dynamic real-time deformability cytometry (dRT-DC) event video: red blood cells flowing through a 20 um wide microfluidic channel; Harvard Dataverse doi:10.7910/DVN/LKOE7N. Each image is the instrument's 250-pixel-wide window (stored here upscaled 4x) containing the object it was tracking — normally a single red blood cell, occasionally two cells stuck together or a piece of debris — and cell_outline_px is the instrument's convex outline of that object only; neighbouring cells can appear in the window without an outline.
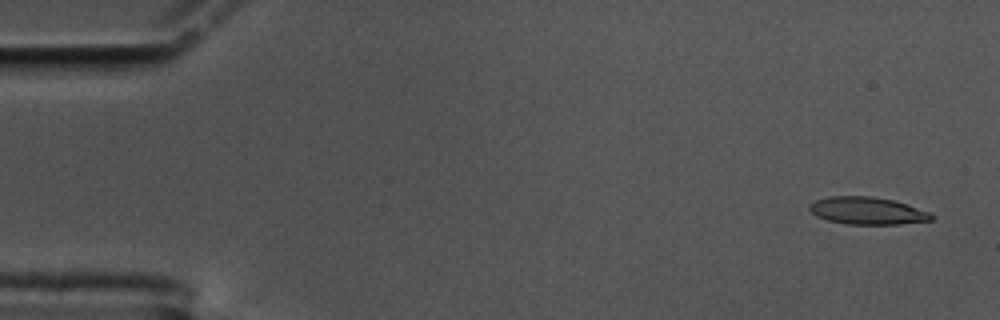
{"species": "common noctule bat (a hibernating species)", "species_latin": "Nyctalus noctula", "temperature_condition": "cold", "stored_images_in_passage": 54, "camera_frame_rate_fps": 3000, "um_per_image_px": 0.085, "animal": {"sex": "male", "body_mass_g": 17.5, "forearm_length_mm": 52.3}, "frame": {"image": 1, "passage_image": 3, "time_ms": 0.667, "image_size_px": [1000, 320], "cell_outline_px": [[936, 216], [932, 220], [900, 224], [848, 224], [828, 220], [816, 216], [808, 208], [808, 204], [816, 200], [828, 196], [872, 196], [892, 200], [932, 212]], "centroid_in_image_um": [73.74, 17.91], "position_along_channel_um": 11.3, "area_um2": 19.54}}
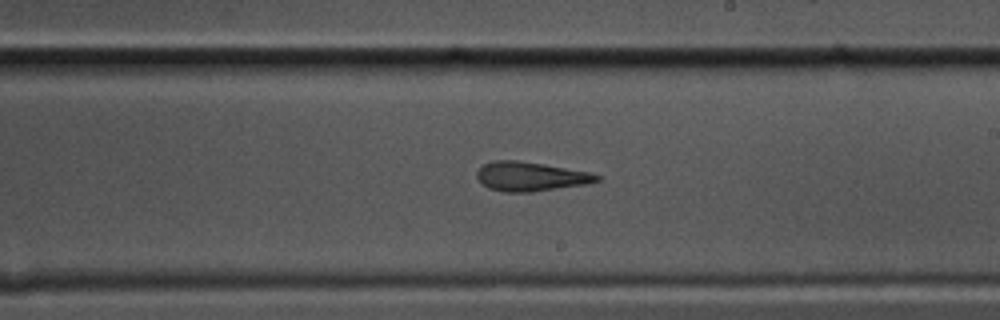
{"frame": {"image": 2, "passage_image": 34, "time_ms": 11.0, "image_size_px": [1000, 320], "cell_outline_px": [[600, 180], [588, 184], [532, 192], [504, 192], [488, 188], [476, 176], [476, 172], [484, 164], [496, 160], [516, 160], [544, 164], [588, 172], [600, 176]], "centroid_in_image_um": [45.1, 15.01], "position_along_channel_um": 243.9, "area_um2": 20.29}}
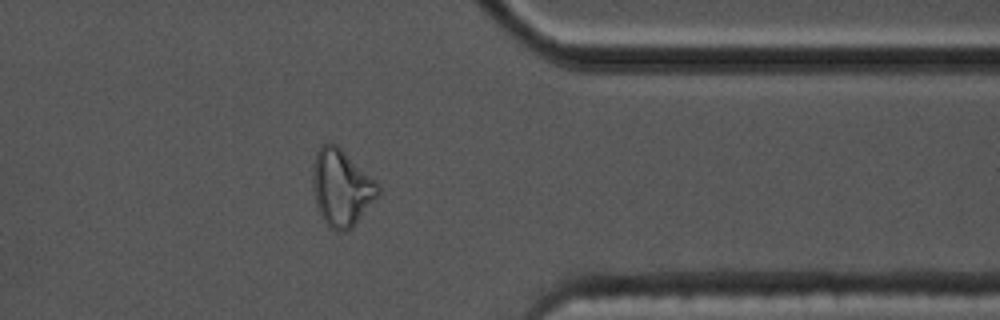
{"frame": {"image": 3, "passage_image": 47, "time_ms": 15.333, "image_size_px": [1000, 320], "cell_outline_px": [[380, 196], [352, 228], [348, 232], [336, 232], [324, 220], [316, 204], [312, 188], [312, 164], [316, 152], [324, 144], [336, 144], [380, 184]], "centroid_in_image_um": [29.04, 15.98], "position_along_channel_um": 382.4, "area_um2": 29.42}}